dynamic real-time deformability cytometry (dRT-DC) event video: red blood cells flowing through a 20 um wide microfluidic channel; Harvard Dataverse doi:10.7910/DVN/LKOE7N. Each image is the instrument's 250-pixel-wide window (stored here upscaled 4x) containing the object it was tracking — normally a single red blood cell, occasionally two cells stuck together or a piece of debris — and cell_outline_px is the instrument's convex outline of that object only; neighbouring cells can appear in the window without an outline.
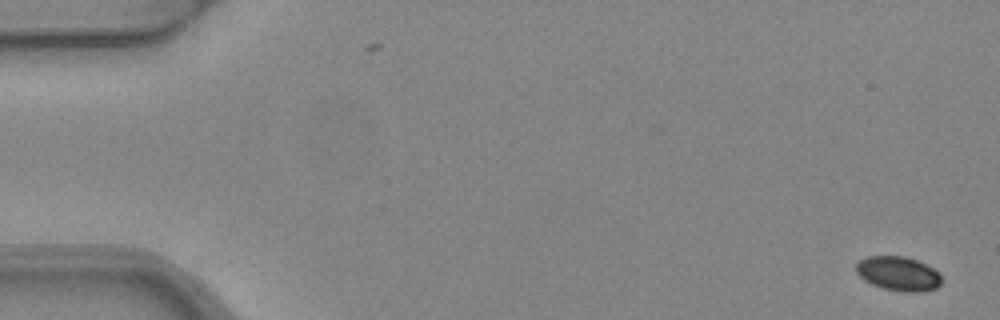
{"species": "common noctule bat (a hibernating species)", "species_latin": "Nyctalus noctula", "temperature_condition": "warm", "stored_images_in_passage": 4, "camera_frame_rate_fps": 3000, "um_per_image_px": 0.085, "animal": {"sex": "female", "body_mass_g": 24.6, "forearm_length_mm": 56.2}, "frame": {"image": 1, "passage_image": 1, "time_ms": 0.0, "image_size_px": [1000, 320], "cell_outline_px": [[940, 284], [936, 288], [924, 292], [908, 292], [884, 288], [872, 284], [864, 280], [856, 272], [856, 264], [860, 260], [868, 256], [904, 256], [916, 260], [940, 272]], "centroid_in_image_um": [76.36, 23.26], "position_along_channel_um": 8.6, "area_um2": 16.94}}